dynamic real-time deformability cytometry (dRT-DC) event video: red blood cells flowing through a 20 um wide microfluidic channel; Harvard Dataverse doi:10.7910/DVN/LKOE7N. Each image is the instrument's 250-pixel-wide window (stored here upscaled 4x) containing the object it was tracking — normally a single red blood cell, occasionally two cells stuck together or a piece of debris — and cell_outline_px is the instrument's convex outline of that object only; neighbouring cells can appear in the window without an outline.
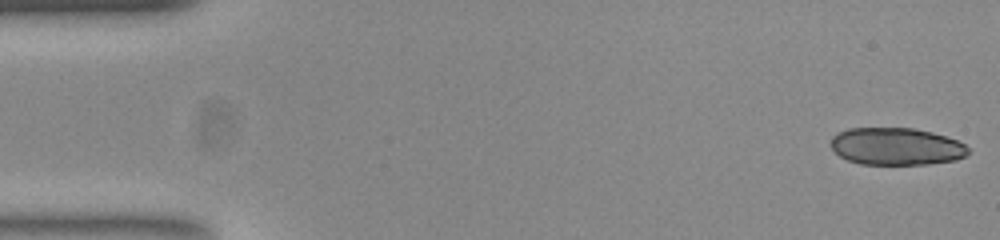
{"species": "common noctule bat (a hibernating species)", "species_latin": "Nyctalus noctula", "temperature_condition": "room temperature", "stored_images_in_passage": 9, "camera_frame_rate_fps": 3000, "um_per_image_px": 0.085, "animal": {"sex": "female", "body_mass_g": 23.0, "forearm_length_mm": 53.4}, "frame": {"image": 1, "passage_image": 1, "time_ms": 0.0, "image_size_px": [1000, 240], "cell_outline_px": [[968, 152], [964, 156], [956, 160], [928, 164], [860, 164], [848, 160], [840, 156], [832, 148], [832, 136], [836, 132], [848, 128], [916, 128], [932, 132], [956, 140], [964, 144], [968, 148]], "centroid_in_image_um": [76.17, 12.44], "position_along_channel_um": 8.8, "area_um2": 29.82}}